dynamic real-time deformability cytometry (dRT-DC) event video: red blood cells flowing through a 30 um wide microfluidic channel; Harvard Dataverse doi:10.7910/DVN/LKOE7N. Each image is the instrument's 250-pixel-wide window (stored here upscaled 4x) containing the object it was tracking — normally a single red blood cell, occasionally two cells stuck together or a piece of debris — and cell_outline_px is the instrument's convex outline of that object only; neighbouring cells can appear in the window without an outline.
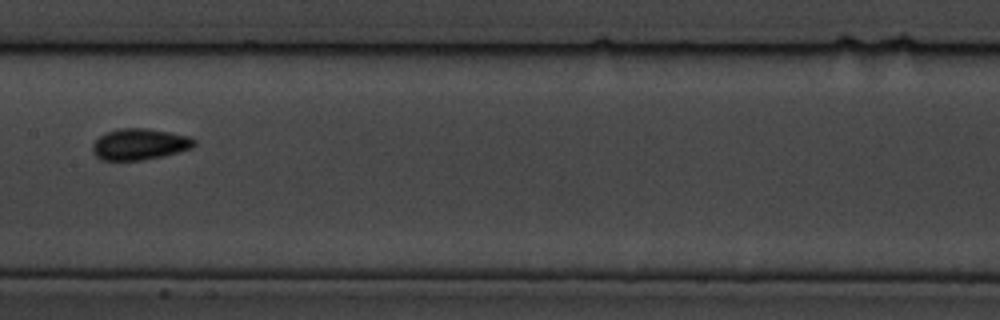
{"species": "common noctule bat (a hibernating species)", "species_latin": "Nyctalus noctula", "temperature_condition": "cold", "stored_images_in_passage": 13, "camera_frame_rate_fps": 3000, "um_per_image_px": 0.085, "animal": {"sex": "male", "body_mass_g": 19.5, "forearm_length_mm": 54.6}, "frame": {"image": 1, "passage_image": 10, "time_ms": 11.333, "image_size_px": [1000, 320], "cell_outline_px": [[196, 144], [192, 148], [164, 156], [140, 160], [100, 160], [92, 152], [92, 144], [104, 132], [120, 128], [148, 128], [172, 132], [192, 136], [196, 140]], "centroid_in_image_um": [11.89, 12.25], "position_along_channel_um": 195.5, "area_um2": 18.84}}
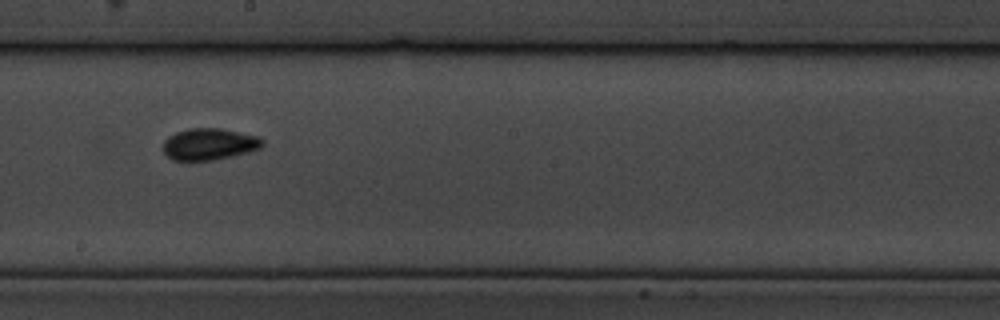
{"frame": {"image": 2, "passage_image": 11, "time_ms": 12.333, "image_size_px": [1000, 320], "cell_outline_px": [[264, 144], [260, 148], [248, 152], [232, 156], [212, 160], [172, 160], [164, 152], [164, 140], [168, 136], [176, 132], [188, 128], [220, 128], [256, 136], [264, 140]], "centroid_in_image_um": [17.77, 12.24], "position_along_channel_um": 230.4, "area_um2": 18.21}}
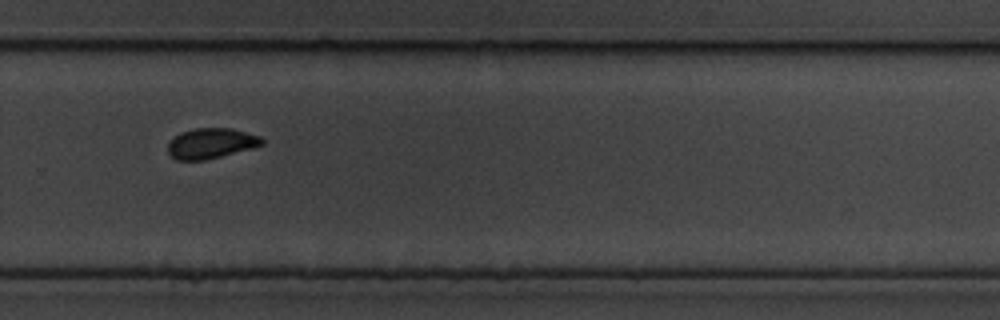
{"frame": {"image": 3, "passage_image": 13, "time_ms": 14.667, "image_size_px": [1000, 320], "cell_outline_px": [[264, 144], [220, 156], [204, 160], [176, 160], [168, 152], [168, 144], [180, 132], [196, 128], [228, 128], [260, 136], [264, 140]], "centroid_in_image_um": [17.91, 12.18], "position_along_channel_um": 311.9, "area_um2": 16.24}}